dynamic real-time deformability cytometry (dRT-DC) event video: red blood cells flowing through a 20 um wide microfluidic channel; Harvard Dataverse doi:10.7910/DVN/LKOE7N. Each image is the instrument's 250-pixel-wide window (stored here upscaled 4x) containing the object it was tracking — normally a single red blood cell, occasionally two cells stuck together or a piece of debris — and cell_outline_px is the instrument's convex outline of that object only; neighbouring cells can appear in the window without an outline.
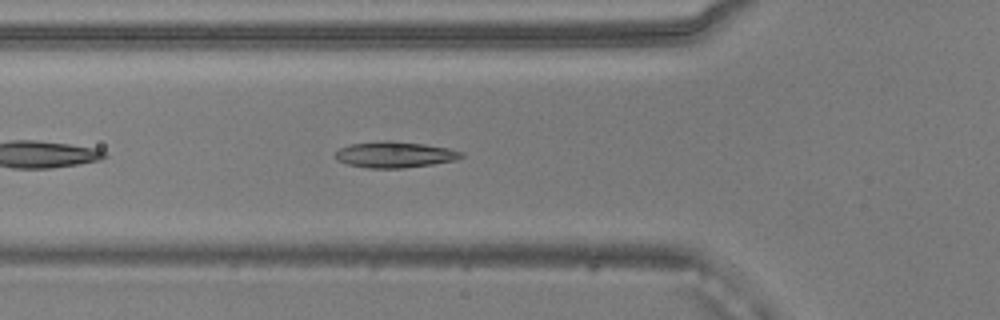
{"species": "common noctule bat (a hibernating species)", "species_latin": "Nyctalus noctula", "temperature_condition": "warm", "stored_images_in_passage": 34, "camera_frame_rate_fps": 3000, "um_per_image_px": 0.085, "animal": {"sex": "male", "body_mass_g": 20.5, "forearm_length_mm": 52.5}, "frame": {"image": 1, "passage_image": 6, "time_ms": 1.667, "image_size_px": [1000, 320], "cell_outline_px": [[464, 156], [456, 160], [432, 164], [404, 168], [368, 168], [348, 164], [336, 160], [332, 156], [340, 148], [352, 144], [380, 140], [392, 140], [424, 144], [448, 148], [464, 152]], "centroid_in_image_um": [33.54, 13.13], "position_along_channel_um": 92.3, "area_um2": 19.31}}
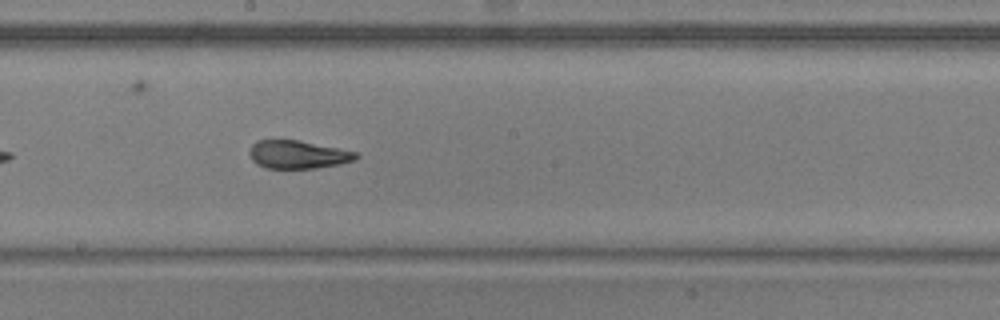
{"frame": {"image": 2, "passage_image": 16, "time_ms": 5.0, "image_size_px": [1000, 320], "cell_outline_px": [[360, 156], [356, 160], [340, 164], [316, 168], [264, 168], [256, 164], [252, 160], [248, 152], [252, 144], [256, 140], [300, 140], [356, 152]], "centroid_in_image_um": [25.3, 13.14], "position_along_channel_um": 222.9, "area_um2": 17.57}}
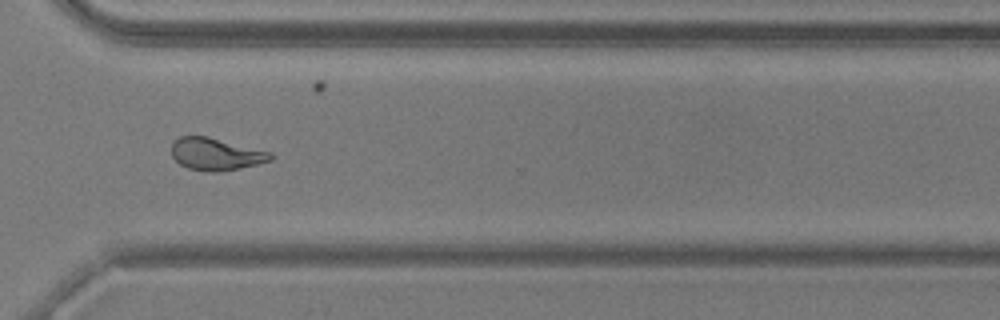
{"frame": {"image": 3, "passage_image": 26, "time_ms": 8.333, "image_size_px": [1000, 320], "cell_outline_px": [[272, 160], [240, 168], [216, 172], [204, 172], [188, 168], [180, 164], [172, 156], [172, 144], [180, 136], [208, 136], [272, 152]], "centroid_in_image_um": [18.35, 13.1], "position_along_channel_um": 352.3, "area_um2": 18.61}, "authors_computed_cell_mechanics": {"area_um2": 18.7272, "velocity_mm_per_s": 3.8941, "shape_relaxation_time_tau1_ms": null, "shape_relaxation_time_tau2_ms": 1.2218, "deformation_change_tau1": null, "deformation_change_tau2": 0.0924}}